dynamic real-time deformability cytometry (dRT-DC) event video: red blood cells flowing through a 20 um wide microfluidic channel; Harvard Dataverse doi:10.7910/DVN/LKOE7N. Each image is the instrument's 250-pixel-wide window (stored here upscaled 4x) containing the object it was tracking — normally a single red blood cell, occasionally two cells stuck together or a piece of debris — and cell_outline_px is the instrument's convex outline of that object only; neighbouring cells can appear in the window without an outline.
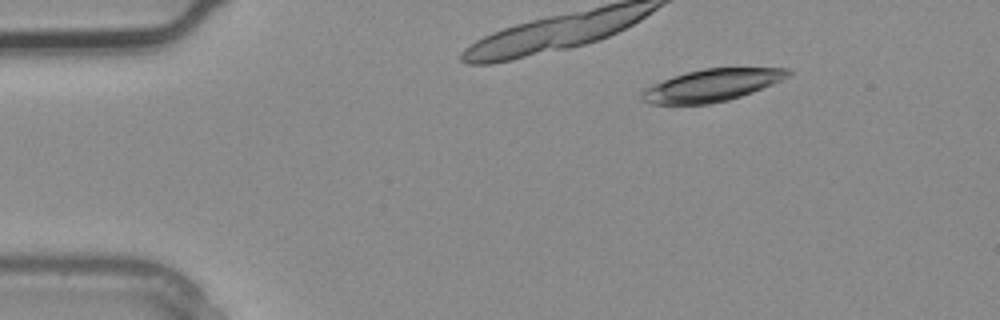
{"species": "common noctule bat (a hibernating species)", "species_latin": "Nyctalus noctula", "temperature_condition": "warm", "stored_images_in_passage": 3, "camera_frame_rate_fps": 3000, "um_per_image_px": 0.085, "animal": {"sex": "male", "body_mass_g": 20.4}, "frame": {"image": 1, "passage_image": 2, "time_ms": 0.333, "image_size_px": [1000, 320], "cell_outline_px": [[792, 72], [788, 76], [772, 84], [752, 92], [728, 100], [708, 104], [652, 104], [644, 100], [640, 96], [640, 92], [644, 88], [652, 84], [688, 72], [704, 68], [788, 68]], "centroid_in_image_um": [60.48, 7.25], "position_along_channel_um": 24.5, "area_um2": 27.05}}